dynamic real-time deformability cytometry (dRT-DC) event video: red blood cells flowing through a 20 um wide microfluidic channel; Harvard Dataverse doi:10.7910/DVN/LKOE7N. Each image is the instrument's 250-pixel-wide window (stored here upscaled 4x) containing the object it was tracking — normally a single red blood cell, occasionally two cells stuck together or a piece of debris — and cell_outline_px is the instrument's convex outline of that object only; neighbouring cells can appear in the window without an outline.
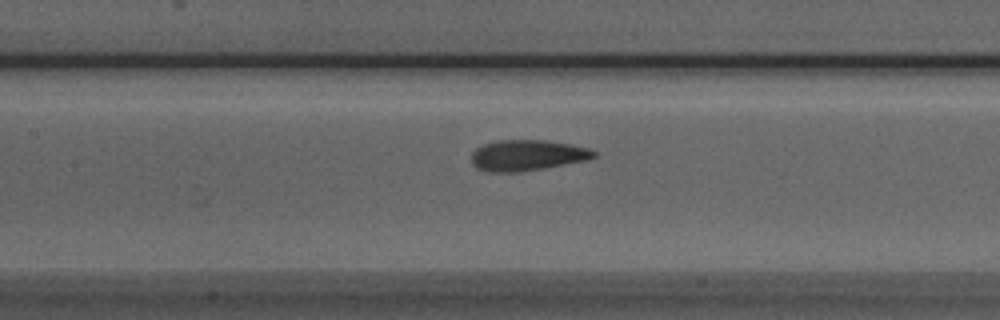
{"species": "Egyptian fruit bat (a non-hibernating species)", "species_latin": "Rousettus aegyptiacus", "temperature_condition": "room temperature", "stored_images_in_passage": 34, "camera_frame_rate_fps": 3000, "um_per_image_px": 0.085, "animal": {"sex": "male"}, "frame": {"image": 1, "passage_image": 15, "time_ms": 4.667, "image_size_px": [1000, 320], "cell_outline_px": [[596, 156], [584, 160], [540, 168], [516, 172], [488, 172], [476, 168], [472, 164], [472, 152], [476, 148], [484, 144], [496, 140], [548, 140], [588, 148], [596, 152]], "centroid_in_image_um": [44.74, 13.19], "position_along_channel_um": 162.7, "area_um2": 21.68}}
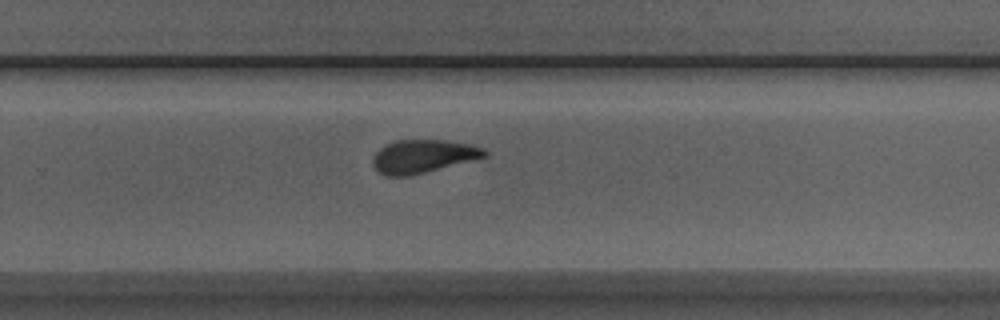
{"frame": {"image": 2, "passage_image": 25, "time_ms": 8.0, "image_size_px": [1000, 320], "cell_outline_px": [[488, 156], [408, 176], [384, 176], [372, 164], [372, 156], [380, 148], [396, 140], [448, 140], [472, 144], [484, 148], [488, 152]], "centroid_in_image_um": [35.97, 13.27], "position_along_channel_um": 293.8, "area_um2": 21.56}}
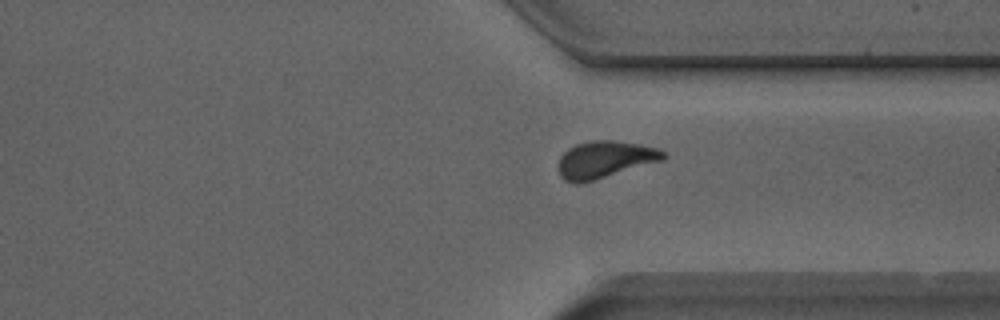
{"frame": {"image": 3, "passage_image": 30, "time_ms": 9.667, "image_size_px": [1000, 320], "cell_outline_px": [[668, 156], [664, 160], [592, 180], [576, 184], [564, 180], [560, 176], [560, 156], [568, 148], [576, 144], [592, 140], [612, 140], [640, 144], [656, 148], [664, 152]], "centroid_in_image_um": [51.42, 13.54], "position_along_channel_um": 360.0, "area_um2": 22.37}}